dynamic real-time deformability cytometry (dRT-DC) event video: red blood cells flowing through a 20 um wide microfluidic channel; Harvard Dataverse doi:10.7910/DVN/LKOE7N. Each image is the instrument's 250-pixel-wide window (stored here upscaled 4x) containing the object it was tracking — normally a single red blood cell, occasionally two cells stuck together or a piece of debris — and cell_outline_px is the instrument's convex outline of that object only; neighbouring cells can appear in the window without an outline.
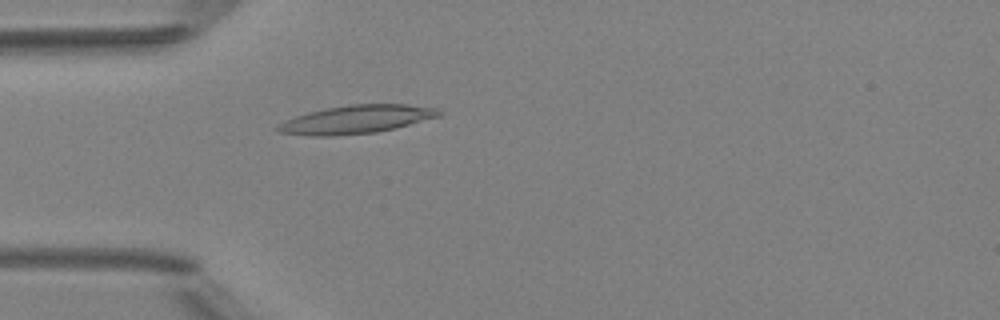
{"species": "Egyptian fruit bat (a non-hibernating species)", "species_latin": "Rousettus aegyptiacus", "temperature_condition": "room temperature", "stored_images_in_passage": 4, "camera_frame_rate_fps": 3000, "um_per_image_px": 0.085, "animal": {"sex": "female"}, "frame": {"image": 1, "passage_image": 4, "time_ms": 4.333, "image_size_px": [1000, 320], "cell_outline_px": [[444, 112], [440, 116], [396, 128], [376, 132], [332, 136], [312, 136], [276, 132], [276, 124], [284, 120], [308, 112], [324, 108], [348, 104], [408, 104], [436, 108]], "centroid_in_image_um": [30.26, 10.14], "position_along_channel_um": 54.7, "area_um2": 26.82}}